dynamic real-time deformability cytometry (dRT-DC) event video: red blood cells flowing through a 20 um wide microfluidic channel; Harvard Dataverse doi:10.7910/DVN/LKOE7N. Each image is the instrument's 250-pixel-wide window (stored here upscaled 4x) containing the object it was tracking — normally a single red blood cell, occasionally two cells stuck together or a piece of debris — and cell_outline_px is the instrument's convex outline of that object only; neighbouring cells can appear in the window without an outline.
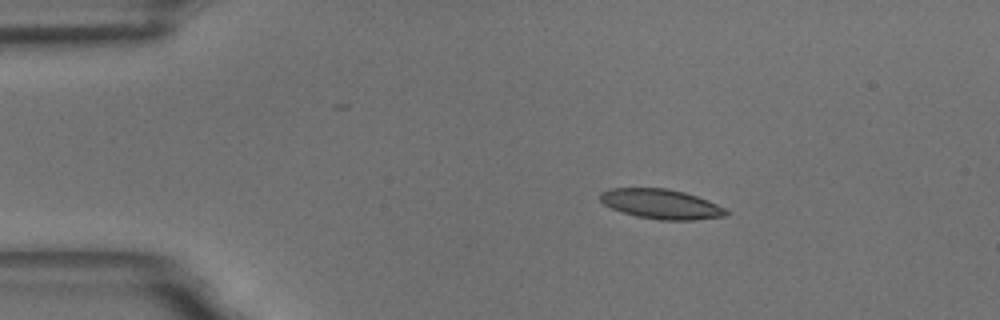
{"species": "common noctule bat (a hibernating species)", "species_latin": "Nyctalus noctula", "temperature_condition": "room temperature", "stored_images_in_passage": 47, "camera_frame_rate_fps": 3000, "um_per_image_px": 0.085, "animal": {"sex": "male", "body_mass_g": 18.8}, "frame": {"image": 1, "passage_image": 1, "time_ms": 0.0, "image_size_px": [1000, 320], "cell_outline_px": [[728, 216], [692, 220], [660, 220], [636, 216], [612, 208], [604, 204], [600, 200], [600, 192], [608, 188], [668, 188], [684, 192], [708, 200], [724, 208], [728, 212]], "centroid_in_image_um": [56.19, 17.34], "position_along_channel_um": 28.8, "area_um2": 21.79}}
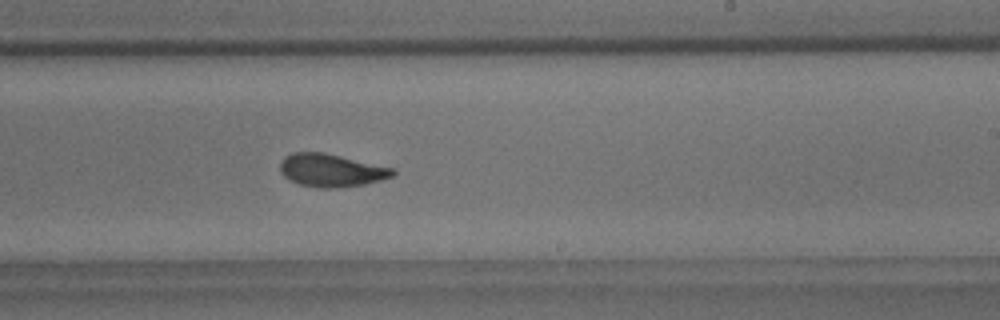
{"frame": {"image": 2, "passage_image": 25, "time_ms": 8.0, "image_size_px": [1000, 320], "cell_outline_px": [[396, 172], [392, 176], [380, 180], [364, 184], [336, 188], [320, 188], [300, 184], [288, 180], [280, 172], [280, 160], [284, 156], [292, 152], [324, 152], [396, 168]], "centroid_in_image_um": [28.14, 14.46], "position_along_channel_um": 260.9, "area_um2": 21.85}}
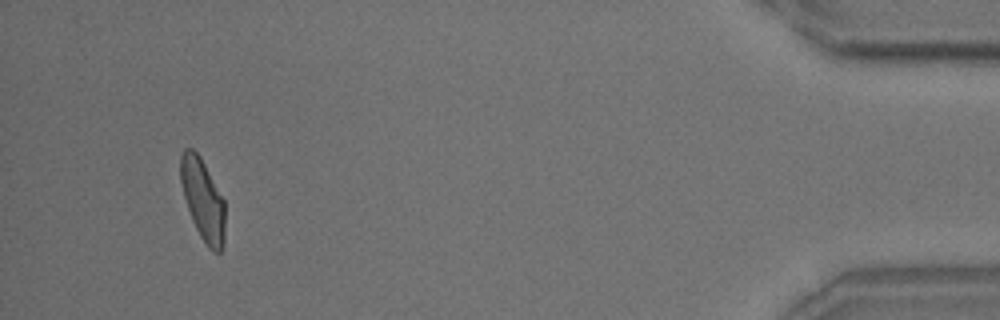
{"frame": {"image": 3, "passage_image": 44, "time_ms": 14.333, "image_size_px": [1000, 320], "cell_outline_px": [[224, 244], [220, 252], [212, 252], [208, 248], [200, 236], [192, 220], [184, 196], [180, 180], [180, 156], [184, 148], [192, 148], [200, 156], [224, 200]], "centroid_in_image_um": [17.23, 16.97], "position_along_channel_um": 418.0, "area_um2": 20.98}, "authors_computed_cell_mechanics": {"area_um2": 21.7328, "velocity_mm_per_s": 3.6077, "shape_relaxation_time_tau1_ms": 6.3325, "shape_relaxation_time_tau2_ms": 1.6018, "deformation_change_tau1": 0.1713, "deformation_change_tau2": 0.078}}